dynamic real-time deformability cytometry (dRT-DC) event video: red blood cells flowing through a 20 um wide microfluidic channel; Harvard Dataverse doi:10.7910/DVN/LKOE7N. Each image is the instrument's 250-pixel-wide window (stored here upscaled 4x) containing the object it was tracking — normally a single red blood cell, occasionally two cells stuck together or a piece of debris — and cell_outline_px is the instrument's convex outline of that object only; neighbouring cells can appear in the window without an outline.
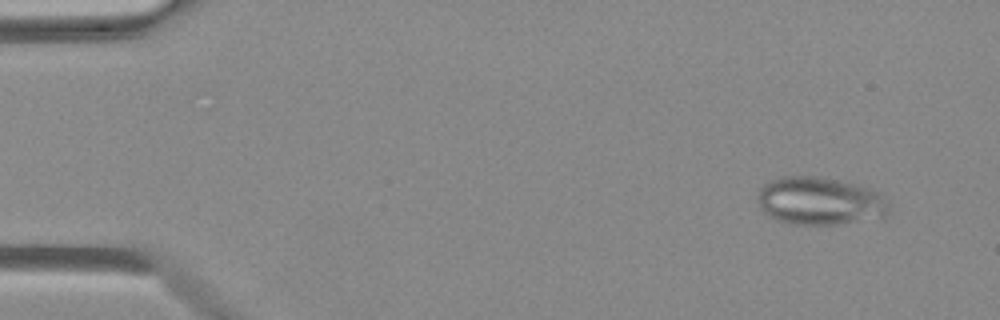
{"species": "Egyptian fruit bat (a non-hibernating species)", "species_latin": "Rousettus aegyptiacus", "temperature_condition": "warm", "stored_images_in_passage": 48, "camera_frame_rate_fps": 3000, "um_per_image_px": 0.085, "animal": {"sex": "female"}, "frame": {"image": 1, "passage_image": 3, "time_ms": 0.667, "image_size_px": [1000, 320], "cell_outline_px": [[888, 208], [884, 216], [836, 224], [792, 224], [776, 220], [768, 216], [760, 208], [756, 196], [760, 188], [764, 184], [772, 180], [784, 176], [820, 176], [852, 184], [876, 192], [888, 204]], "centroid_in_image_um": [69.57, 17.09], "position_along_channel_um": 15.4, "area_um2": 35.95}}
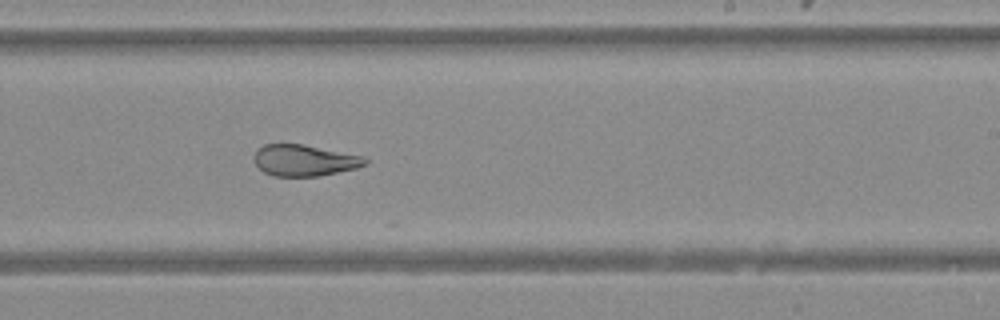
{"frame": {"image": 2, "passage_image": 29, "time_ms": 9.333, "image_size_px": [1000, 320], "cell_outline_px": [[368, 164], [356, 168], [320, 176], [276, 176], [264, 172], [252, 160], [252, 156], [256, 148], [264, 144], [304, 144], [364, 156], [368, 160]], "centroid_in_image_um": [25.85, 13.62], "position_along_channel_um": 263.1, "area_um2": 20.52}}
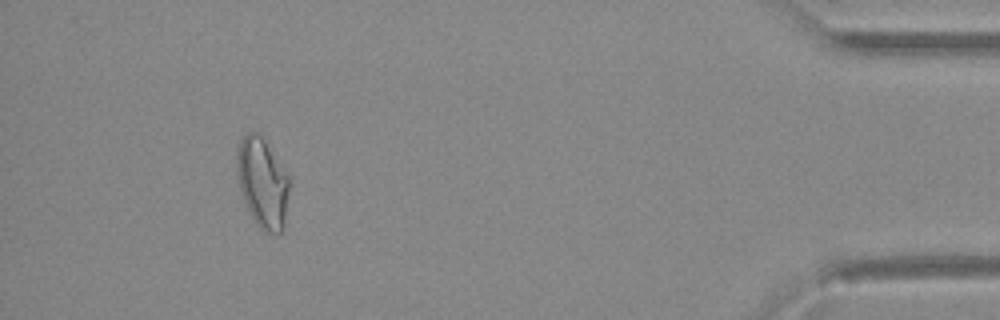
{"frame": {"image": 3, "passage_image": 44, "time_ms": 14.333, "image_size_px": [1000, 320], "cell_outline_px": [[288, 192], [284, 228], [280, 232], [264, 232], [256, 224], [244, 200], [240, 188], [236, 172], [236, 156], [240, 140], [248, 132], [256, 132], [264, 140], [288, 176]], "centroid_in_image_um": [22.29, 15.55], "position_along_channel_um": 412.9, "area_um2": 26.88}}